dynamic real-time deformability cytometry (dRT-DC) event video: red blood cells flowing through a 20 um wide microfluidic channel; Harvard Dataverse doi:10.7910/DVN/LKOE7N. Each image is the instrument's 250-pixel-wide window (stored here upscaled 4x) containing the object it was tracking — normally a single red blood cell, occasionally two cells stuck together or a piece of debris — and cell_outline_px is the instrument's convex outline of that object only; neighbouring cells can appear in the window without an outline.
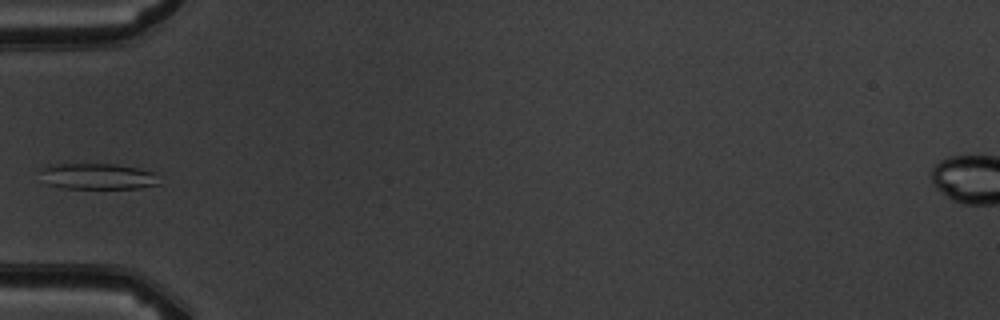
{"species": "common noctule bat (a hibernating species)", "species_latin": "Nyctalus noctula", "temperature_condition": "warm", "stored_images_in_passage": 2, "camera_frame_rate_fps": 3000, "um_per_image_px": 0.085, "animal": {"sex": "male", "body_mass_g": 19.5, "forearm_length_mm": 54.6}, "frame": {"image": 1, "passage_image": 2, "time_ms": 2.0, "image_size_px": [1000, 320], "cell_outline_px": [[160, 184], [140, 188], [64, 188], [48, 184], [36, 168], [48, 164], [64, 160], [116, 164], [140, 168], [152, 172]], "centroid_in_image_um": [8.14, 14.92], "position_along_channel_um": 76.9, "area_um2": 19.07}}